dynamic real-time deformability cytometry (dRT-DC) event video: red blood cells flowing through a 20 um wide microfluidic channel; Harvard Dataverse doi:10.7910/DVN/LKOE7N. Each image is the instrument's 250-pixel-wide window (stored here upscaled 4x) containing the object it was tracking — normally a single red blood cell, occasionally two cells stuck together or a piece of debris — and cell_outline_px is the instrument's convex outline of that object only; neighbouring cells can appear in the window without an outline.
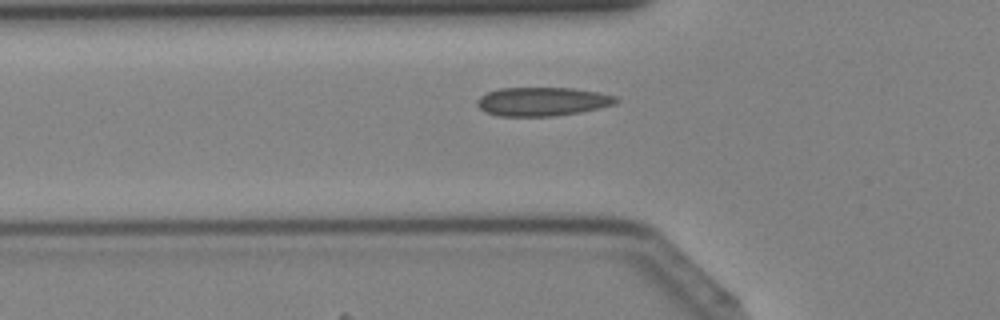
{"species": "Egyptian fruit bat (a non-hibernating species)", "species_latin": "Rousettus aegyptiacus", "temperature_condition": "cold", "stored_images_in_passage": 40, "camera_frame_rate_fps": 3000, "um_per_image_px": 0.085, "animal": {"sex": "female"}, "frame": {"image": 1, "passage_image": 12, "time_ms": 3.667, "image_size_px": [1000, 320], "cell_outline_px": [[620, 100], [616, 104], [600, 108], [580, 112], [556, 116], [500, 116], [484, 112], [476, 104], [476, 100], [480, 96], [488, 92], [500, 88], [572, 88], [596, 92], [616, 96]], "centroid_in_image_um": [46.1, 8.64], "position_along_channel_um": 79.7, "area_um2": 23.35}}
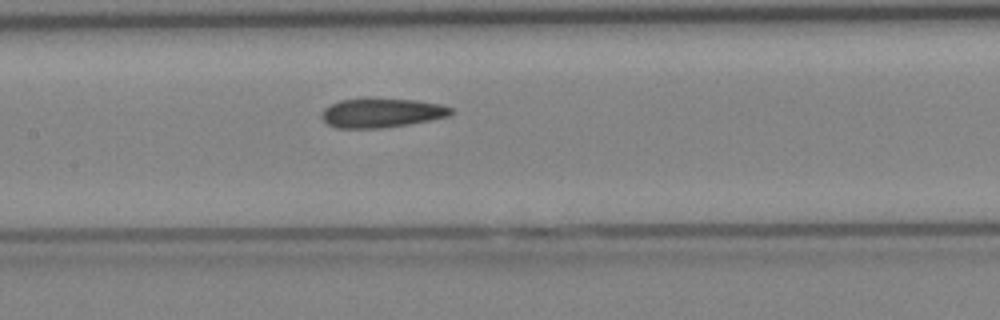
{"frame": {"image": 2, "passage_image": 18, "time_ms": 5.667, "image_size_px": [1000, 320], "cell_outline_px": [[456, 112], [448, 116], [432, 120], [408, 124], [380, 128], [336, 128], [328, 124], [320, 116], [324, 108], [340, 100], [416, 100], [440, 104], [452, 108]], "centroid_in_image_um": [32.47, 9.62], "position_along_channel_um": 174.9, "area_um2": 21.56}}
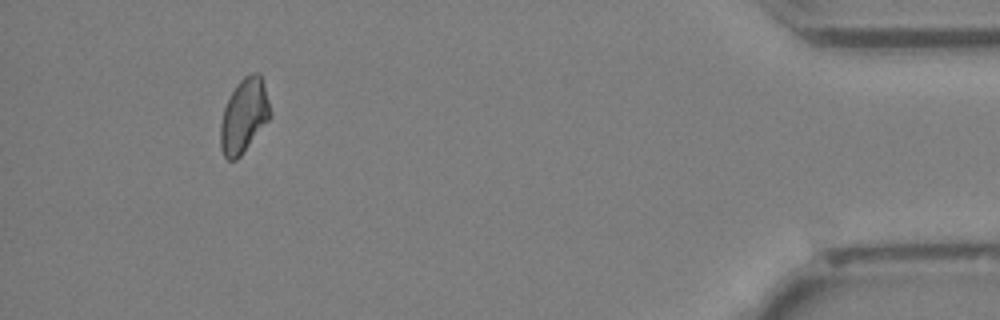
{"frame": {"image": 3, "passage_image": 37, "time_ms": 12.0, "image_size_px": [1000, 320], "cell_outline_px": [[272, 116], [240, 156], [236, 160], [228, 160], [224, 156], [220, 148], [220, 124], [224, 108], [236, 84], [244, 76], [252, 72], [260, 72], [272, 112]], "centroid_in_image_um": [20.74, 9.83], "position_along_channel_um": 414.5, "area_um2": 21.5}}